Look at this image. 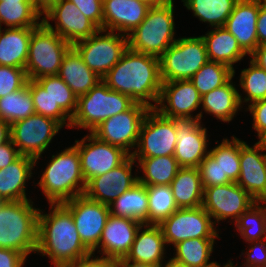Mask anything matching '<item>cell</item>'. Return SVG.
<instances>
[{"label":"cell","instance_id":"1","mask_svg":"<svg viewBox=\"0 0 266 267\" xmlns=\"http://www.w3.org/2000/svg\"><path fill=\"white\" fill-rule=\"evenodd\" d=\"M102 81L135 103L155 109L162 87L159 57L128 48Z\"/></svg>","mask_w":266,"mask_h":267},{"label":"cell","instance_id":"2","mask_svg":"<svg viewBox=\"0 0 266 267\" xmlns=\"http://www.w3.org/2000/svg\"><path fill=\"white\" fill-rule=\"evenodd\" d=\"M38 216L36 254L47 257L54 267L81 260L92 252L82 243L71 212L62 204H48Z\"/></svg>","mask_w":266,"mask_h":267},{"label":"cell","instance_id":"3","mask_svg":"<svg viewBox=\"0 0 266 267\" xmlns=\"http://www.w3.org/2000/svg\"><path fill=\"white\" fill-rule=\"evenodd\" d=\"M38 179L31 183L40 188L48 204H60L84 194L86 182L81 172L78 148L73 144L50 155ZM49 161V162H48ZM38 180L37 183H35ZM37 184V185H35Z\"/></svg>","mask_w":266,"mask_h":267},{"label":"cell","instance_id":"4","mask_svg":"<svg viewBox=\"0 0 266 267\" xmlns=\"http://www.w3.org/2000/svg\"><path fill=\"white\" fill-rule=\"evenodd\" d=\"M30 200L5 201L0 205V248L13 249L29 258L38 244L40 207Z\"/></svg>","mask_w":266,"mask_h":267},{"label":"cell","instance_id":"5","mask_svg":"<svg viewBox=\"0 0 266 267\" xmlns=\"http://www.w3.org/2000/svg\"><path fill=\"white\" fill-rule=\"evenodd\" d=\"M175 0L150 7L143 22L127 35L132 51L160 57L176 37Z\"/></svg>","mask_w":266,"mask_h":267},{"label":"cell","instance_id":"6","mask_svg":"<svg viewBox=\"0 0 266 267\" xmlns=\"http://www.w3.org/2000/svg\"><path fill=\"white\" fill-rule=\"evenodd\" d=\"M135 102L127 95L111 90L103 81L78 97L70 129L95 130L103 121L128 110Z\"/></svg>","mask_w":266,"mask_h":267},{"label":"cell","instance_id":"7","mask_svg":"<svg viewBox=\"0 0 266 267\" xmlns=\"http://www.w3.org/2000/svg\"><path fill=\"white\" fill-rule=\"evenodd\" d=\"M71 46L41 22L31 34L25 67L28 79L58 75L62 59Z\"/></svg>","mask_w":266,"mask_h":267},{"label":"cell","instance_id":"8","mask_svg":"<svg viewBox=\"0 0 266 267\" xmlns=\"http://www.w3.org/2000/svg\"><path fill=\"white\" fill-rule=\"evenodd\" d=\"M162 82L190 80L209 61L204 39L199 36H178L159 57Z\"/></svg>","mask_w":266,"mask_h":267},{"label":"cell","instance_id":"9","mask_svg":"<svg viewBox=\"0 0 266 267\" xmlns=\"http://www.w3.org/2000/svg\"><path fill=\"white\" fill-rule=\"evenodd\" d=\"M62 128L58 121L35 113L10 125L11 141L21 155L34 159L38 169L37 163Z\"/></svg>","mask_w":266,"mask_h":267},{"label":"cell","instance_id":"10","mask_svg":"<svg viewBox=\"0 0 266 267\" xmlns=\"http://www.w3.org/2000/svg\"><path fill=\"white\" fill-rule=\"evenodd\" d=\"M72 46L81 55L83 62L103 78L128 49V38L115 31L99 29L94 35Z\"/></svg>","mask_w":266,"mask_h":267},{"label":"cell","instance_id":"11","mask_svg":"<svg viewBox=\"0 0 266 267\" xmlns=\"http://www.w3.org/2000/svg\"><path fill=\"white\" fill-rule=\"evenodd\" d=\"M168 250L177 243L194 238H221L217 226L202 206L179 208L160 225Z\"/></svg>","mask_w":266,"mask_h":267},{"label":"cell","instance_id":"12","mask_svg":"<svg viewBox=\"0 0 266 267\" xmlns=\"http://www.w3.org/2000/svg\"><path fill=\"white\" fill-rule=\"evenodd\" d=\"M177 143L176 119L162 116L150 109L142 123L133 158L174 156Z\"/></svg>","mask_w":266,"mask_h":267},{"label":"cell","instance_id":"13","mask_svg":"<svg viewBox=\"0 0 266 267\" xmlns=\"http://www.w3.org/2000/svg\"><path fill=\"white\" fill-rule=\"evenodd\" d=\"M256 201L236 182L204 188L202 207L219 230L220 221L232 226Z\"/></svg>","mask_w":266,"mask_h":267},{"label":"cell","instance_id":"14","mask_svg":"<svg viewBox=\"0 0 266 267\" xmlns=\"http://www.w3.org/2000/svg\"><path fill=\"white\" fill-rule=\"evenodd\" d=\"M150 108L134 103L128 110L103 121L91 133L99 140L117 146L133 154L140 134V129Z\"/></svg>","mask_w":266,"mask_h":267},{"label":"cell","instance_id":"15","mask_svg":"<svg viewBox=\"0 0 266 267\" xmlns=\"http://www.w3.org/2000/svg\"><path fill=\"white\" fill-rule=\"evenodd\" d=\"M85 182L95 176L103 175L122 164L130 155L122 148L99 140L92 133L75 139Z\"/></svg>","mask_w":266,"mask_h":267},{"label":"cell","instance_id":"16","mask_svg":"<svg viewBox=\"0 0 266 267\" xmlns=\"http://www.w3.org/2000/svg\"><path fill=\"white\" fill-rule=\"evenodd\" d=\"M201 97L191 80L162 82L155 109L167 118L200 120Z\"/></svg>","mask_w":266,"mask_h":267},{"label":"cell","instance_id":"17","mask_svg":"<svg viewBox=\"0 0 266 267\" xmlns=\"http://www.w3.org/2000/svg\"><path fill=\"white\" fill-rule=\"evenodd\" d=\"M62 204L71 212L82 243L93 252L99 246L102 231L110 215L109 206L93 201L84 194Z\"/></svg>","mask_w":266,"mask_h":267},{"label":"cell","instance_id":"18","mask_svg":"<svg viewBox=\"0 0 266 267\" xmlns=\"http://www.w3.org/2000/svg\"><path fill=\"white\" fill-rule=\"evenodd\" d=\"M42 22L71 45L94 35L99 30L69 0H60L52 5L42 14ZM50 22H54L55 25Z\"/></svg>","mask_w":266,"mask_h":267},{"label":"cell","instance_id":"19","mask_svg":"<svg viewBox=\"0 0 266 267\" xmlns=\"http://www.w3.org/2000/svg\"><path fill=\"white\" fill-rule=\"evenodd\" d=\"M137 162L129 156L122 164L111 171L95 176L86 183L84 195L99 203L110 205L119 195L138 183ZM135 174V175H134Z\"/></svg>","mask_w":266,"mask_h":267},{"label":"cell","instance_id":"20","mask_svg":"<svg viewBox=\"0 0 266 267\" xmlns=\"http://www.w3.org/2000/svg\"><path fill=\"white\" fill-rule=\"evenodd\" d=\"M200 120H176L174 157L180 167L198 168L201 161L209 154L210 135L208 128Z\"/></svg>","mask_w":266,"mask_h":267},{"label":"cell","instance_id":"21","mask_svg":"<svg viewBox=\"0 0 266 267\" xmlns=\"http://www.w3.org/2000/svg\"><path fill=\"white\" fill-rule=\"evenodd\" d=\"M265 151L266 144L262 141L257 140L250 146L241 140L240 175L236 182L256 202L262 203H266Z\"/></svg>","mask_w":266,"mask_h":267},{"label":"cell","instance_id":"22","mask_svg":"<svg viewBox=\"0 0 266 267\" xmlns=\"http://www.w3.org/2000/svg\"><path fill=\"white\" fill-rule=\"evenodd\" d=\"M141 222L126 217L109 215L102 231L99 246L92 252L98 256L117 260L130 252ZM97 251V252H96Z\"/></svg>","mask_w":266,"mask_h":267},{"label":"cell","instance_id":"23","mask_svg":"<svg viewBox=\"0 0 266 267\" xmlns=\"http://www.w3.org/2000/svg\"><path fill=\"white\" fill-rule=\"evenodd\" d=\"M149 8L138 0H103V30L127 36L143 22Z\"/></svg>","mask_w":266,"mask_h":267},{"label":"cell","instance_id":"24","mask_svg":"<svg viewBox=\"0 0 266 267\" xmlns=\"http://www.w3.org/2000/svg\"><path fill=\"white\" fill-rule=\"evenodd\" d=\"M258 13L259 0H238L224 25L248 55L259 46L256 29Z\"/></svg>","mask_w":266,"mask_h":267},{"label":"cell","instance_id":"25","mask_svg":"<svg viewBox=\"0 0 266 267\" xmlns=\"http://www.w3.org/2000/svg\"><path fill=\"white\" fill-rule=\"evenodd\" d=\"M233 75L223 86L217 87L210 92L202 95L200 107V121L203 114L215 117L216 120L223 123L232 122L236 118L239 111L243 112L238 93V87L234 82ZM235 117V118H234Z\"/></svg>","mask_w":266,"mask_h":267},{"label":"cell","instance_id":"26","mask_svg":"<svg viewBox=\"0 0 266 267\" xmlns=\"http://www.w3.org/2000/svg\"><path fill=\"white\" fill-rule=\"evenodd\" d=\"M34 168V159L21 155L12 164L0 169V199L3 202L30 200L32 196L29 198L26 191L28 182L37 173Z\"/></svg>","mask_w":266,"mask_h":267},{"label":"cell","instance_id":"27","mask_svg":"<svg viewBox=\"0 0 266 267\" xmlns=\"http://www.w3.org/2000/svg\"><path fill=\"white\" fill-rule=\"evenodd\" d=\"M167 249L161 227L142 224L136 232L134 242L126 258L160 267L168 258Z\"/></svg>","mask_w":266,"mask_h":267},{"label":"cell","instance_id":"28","mask_svg":"<svg viewBox=\"0 0 266 267\" xmlns=\"http://www.w3.org/2000/svg\"><path fill=\"white\" fill-rule=\"evenodd\" d=\"M201 37L204 39L209 61L228 66L233 70L234 76L237 68L236 63H241L246 56L249 57L237 39L225 27L210 28Z\"/></svg>","mask_w":266,"mask_h":267},{"label":"cell","instance_id":"29","mask_svg":"<svg viewBox=\"0 0 266 267\" xmlns=\"http://www.w3.org/2000/svg\"><path fill=\"white\" fill-rule=\"evenodd\" d=\"M58 76L71 88L77 97L85 95L102 78L84 62L78 51L71 46L65 53Z\"/></svg>","mask_w":266,"mask_h":267},{"label":"cell","instance_id":"30","mask_svg":"<svg viewBox=\"0 0 266 267\" xmlns=\"http://www.w3.org/2000/svg\"><path fill=\"white\" fill-rule=\"evenodd\" d=\"M34 28H0V66L25 69Z\"/></svg>","mask_w":266,"mask_h":267},{"label":"cell","instance_id":"31","mask_svg":"<svg viewBox=\"0 0 266 267\" xmlns=\"http://www.w3.org/2000/svg\"><path fill=\"white\" fill-rule=\"evenodd\" d=\"M170 187L178 208L202 206L204 188L198 168L180 167Z\"/></svg>","mask_w":266,"mask_h":267},{"label":"cell","instance_id":"32","mask_svg":"<svg viewBox=\"0 0 266 267\" xmlns=\"http://www.w3.org/2000/svg\"><path fill=\"white\" fill-rule=\"evenodd\" d=\"M216 239L220 238H194L181 241L171 248L174 251L171 257L186 267H217L220 263L212 258L217 245Z\"/></svg>","mask_w":266,"mask_h":267},{"label":"cell","instance_id":"33","mask_svg":"<svg viewBox=\"0 0 266 267\" xmlns=\"http://www.w3.org/2000/svg\"><path fill=\"white\" fill-rule=\"evenodd\" d=\"M133 159L138 166V182L146 186L170 185L180 168L172 155Z\"/></svg>","mask_w":266,"mask_h":267},{"label":"cell","instance_id":"34","mask_svg":"<svg viewBox=\"0 0 266 267\" xmlns=\"http://www.w3.org/2000/svg\"><path fill=\"white\" fill-rule=\"evenodd\" d=\"M110 214L117 217L133 218L148 225V195L146 185L137 183L119 195L110 205Z\"/></svg>","mask_w":266,"mask_h":267},{"label":"cell","instance_id":"35","mask_svg":"<svg viewBox=\"0 0 266 267\" xmlns=\"http://www.w3.org/2000/svg\"><path fill=\"white\" fill-rule=\"evenodd\" d=\"M215 144L209 149V154L220 164L221 185L237 182L240 175L241 138L235 135L230 139L224 137L221 143L216 140Z\"/></svg>","mask_w":266,"mask_h":267},{"label":"cell","instance_id":"36","mask_svg":"<svg viewBox=\"0 0 266 267\" xmlns=\"http://www.w3.org/2000/svg\"><path fill=\"white\" fill-rule=\"evenodd\" d=\"M238 0H181L183 6L193 12L207 27H224Z\"/></svg>","mask_w":266,"mask_h":267},{"label":"cell","instance_id":"37","mask_svg":"<svg viewBox=\"0 0 266 267\" xmlns=\"http://www.w3.org/2000/svg\"><path fill=\"white\" fill-rule=\"evenodd\" d=\"M41 22L42 14L33 2H0V28H35Z\"/></svg>","mask_w":266,"mask_h":267},{"label":"cell","instance_id":"38","mask_svg":"<svg viewBox=\"0 0 266 267\" xmlns=\"http://www.w3.org/2000/svg\"><path fill=\"white\" fill-rule=\"evenodd\" d=\"M248 62V68L239 70L240 76H238L239 84L237 87H240L238 93L242 107L266 98V70L257 66L250 59Z\"/></svg>","mask_w":266,"mask_h":267},{"label":"cell","instance_id":"39","mask_svg":"<svg viewBox=\"0 0 266 267\" xmlns=\"http://www.w3.org/2000/svg\"><path fill=\"white\" fill-rule=\"evenodd\" d=\"M233 225L244 243L266 239V203H254Z\"/></svg>","mask_w":266,"mask_h":267},{"label":"cell","instance_id":"40","mask_svg":"<svg viewBox=\"0 0 266 267\" xmlns=\"http://www.w3.org/2000/svg\"><path fill=\"white\" fill-rule=\"evenodd\" d=\"M35 114L33 99L27 84L18 91L0 98V119L10 125Z\"/></svg>","mask_w":266,"mask_h":267},{"label":"cell","instance_id":"41","mask_svg":"<svg viewBox=\"0 0 266 267\" xmlns=\"http://www.w3.org/2000/svg\"><path fill=\"white\" fill-rule=\"evenodd\" d=\"M148 195V225H160L178 210L170 185L146 186Z\"/></svg>","mask_w":266,"mask_h":267},{"label":"cell","instance_id":"42","mask_svg":"<svg viewBox=\"0 0 266 267\" xmlns=\"http://www.w3.org/2000/svg\"><path fill=\"white\" fill-rule=\"evenodd\" d=\"M233 76L228 66L208 61L190 79L200 95H204L217 87L223 86Z\"/></svg>","mask_w":266,"mask_h":267},{"label":"cell","instance_id":"43","mask_svg":"<svg viewBox=\"0 0 266 267\" xmlns=\"http://www.w3.org/2000/svg\"><path fill=\"white\" fill-rule=\"evenodd\" d=\"M36 81L49 93L55 106H60L71 118L76 112L78 97L58 76H43Z\"/></svg>","mask_w":266,"mask_h":267},{"label":"cell","instance_id":"44","mask_svg":"<svg viewBox=\"0 0 266 267\" xmlns=\"http://www.w3.org/2000/svg\"><path fill=\"white\" fill-rule=\"evenodd\" d=\"M29 89L36 114L52 118L70 129L71 117L60 106H55L49 93L36 80L29 79Z\"/></svg>","mask_w":266,"mask_h":267},{"label":"cell","instance_id":"45","mask_svg":"<svg viewBox=\"0 0 266 267\" xmlns=\"http://www.w3.org/2000/svg\"><path fill=\"white\" fill-rule=\"evenodd\" d=\"M28 82L25 69L0 66V98L23 88Z\"/></svg>","mask_w":266,"mask_h":267},{"label":"cell","instance_id":"46","mask_svg":"<svg viewBox=\"0 0 266 267\" xmlns=\"http://www.w3.org/2000/svg\"><path fill=\"white\" fill-rule=\"evenodd\" d=\"M246 244L248 249L241 250L239 259L243 255L244 260L239 267H266V239Z\"/></svg>","mask_w":266,"mask_h":267},{"label":"cell","instance_id":"47","mask_svg":"<svg viewBox=\"0 0 266 267\" xmlns=\"http://www.w3.org/2000/svg\"><path fill=\"white\" fill-rule=\"evenodd\" d=\"M252 117V129L254 130L257 140L261 141L266 136V98L255 101L244 108Z\"/></svg>","mask_w":266,"mask_h":267},{"label":"cell","instance_id":"48","mask_svg":"<svg viewBox=\"0 0 266 267\" xmlns=\"http://www.w3.org/2000/svg\"><path fill=\"white\" fill-rule=\"evenodd\" d=\"M198 169L203 188L221 185L220 164L210 154L201 161Z\"/></svg>","mask_w":266,"mask_h":267},{"label":"cell","instance_id":"49","mask_svg":"<svg viewBox=\"0 0 266 267\" xmlns=\"http://www.w3.org/2000/svg\"><path fill=\"white\" fill-rule=\"evenodd\" d=\"M99 29H103V0H69Z\"/></svg>","mask_w":266,"mask_h":267},{"label":"cell","instance_id":"50","mask_svg":"<svg viewBox=\"0 0 266 267\" xmlns=\"http://www.w3.org/2000/svg\"><path fill=\"white\" fill-rule=\"evenodd\" d=\"M64 267H117V264L114 259L90 254L89 256L67 264Z\"/></svg>","mask_w":266,"mask_h":267},{"label":"cell","instance_id":"51","mask_svg":"<svg viewBox=\"0 0 266 267\" xmlns=\"http://www.w3.org/2000/svg\"><path fill=\"white\" fill-rule=\"evenodd\" d=\"M27 258L13 249L0 248V267H24Z\"/></svg>","mask_w":266,"mask_h":267},{"label":"cell","instance_id":"52","mask_svg":"<svg viewBox=\"0 0 266 267\" xmlns=\"http://www.w3.org/2000/svg\"><path fill=\"white\" fill-rule=\"evenodd\" d=\"M21 154L18 149L14 146L11 139L0 145V169L7 167L16 161Z\"/></svg>","mask_w":266,"mask_h":267},{"label":"cell","instance_id":"53","mask_svg":"<svg viewBox=\"0 0 266 267\" xmlns=\"http://www.w3.org/2000/svg\"><path fill=\"white\" fill-rule=\"evenodd\" d=\"M257 37L258 45H266V5L259 0V13L257 17Z\"/></svg>","mask_w":266,"mask_h":267},{"label":"cell","instance_id":"54","mask_svg":"<svg viewBox=\"0 0 266 267\" xmlns=\"http://www.w3.org/2000/svg\"><path fill=\"white\" fill-rule=\"evenodd\" d=\"M249 58L257 66L266 70V45H259L250 55Z\"/></svg>","mask_w":266,"mask_h":267},{"label":"cell","instance_id":"55","mask_svg":"<svg viewBox=\"0 0 266 267\" xmlns=\"http://www.w3.org/2000/svg\"><path fill=\"white\" fill-rule=\"evenodd\" d=\"M11 139L10 124L0 119V145Z\"/></svg>","mask_w":266,"mask_h":267},{"label":"cell","instance_id":"56","mask_svg":"<svg viewBox=\"0 0 266 267\" xmlns=\"http://www.w3.org/2000/svg\"><path fill=\"white\" fill-rule=\"evenodd\" d=\"M117 267H157L151 264L135 262L127 259L126 257L116 260Z\"/></svg>","mask_w":266,"mask_h":267},{"label":"cell","instance_id":"57","mask_svg":"<svg viewBox=\"0 0 266 267\" xmlns=\"http://www.w3.org/2000/svg\"><path fill=\"white\" fill-rule=\"evenodd\" d=\"M60 0H33L35 8L41 13H45L52 5L58 3Z\"/></svg>","mask_w":266,"mask_h":267},{"label":"cell","instance_id":"58","mask_svg":"<svg viewBox=\"0 0 266 267\" xmlns=\"http://www.w3.org/2000/svg\"><path fill=\"white\" fill-rule=\"evenodd\" d=\"M160 267H186L183 263L176 261L175 259L168 257Z\"/></svg>","mask_w":266,"mask_h":267},{"label":"cell","instance_id":"59","mask_svg":"<svg viewBox=\"0 0 266 267\" xmlns=\"http://www.w3.org/2000/svg\"><path fill=\"white\" fill-rule=\"evenodd\" d=\"M146 3L149 7H158L169 3L172 0H138Z\"/></svg>","mask_w":266,"mask_h":267},{"label":"cell","instance_id":"60","mask_svg":"<svg viewBox=\"0 0 266 267\" xmlns=\"http://www.w3.org/2000/svg\"><path fill=\"white\" fill-rule=\"evenodd\" d=\"M217 267H236V265H234L233 260L230 258L226 263H223L222 265L220 263Z\"/></svg>","mask_w":266,"mask_h":267},{"label":"cell","instance_id":"61","mask_svg":"<svg viewBox=\"0 0 266 267\" xmlns=\"http://www.w3.org/2000/svg\"><path fill=\"white\" fill-rule=\"evenodd\" d=\"M2 1L33 2V0H0V2Z\"/></svg>","mask_w":266,"mask_h":267},{"label":"cell","instance_id":"62","mask_svg":"<svg viewBox=\"0 0 266 267\" xmlns=\"http://www.w3.org/2000/svg\"><path fill=\"white\" fill-rule=\"evenodd\" d=\"M264 166H265V171H266V151H265Z\"/></svg>","mask_w":266,"mask_h":267},{"label":"cell","instance_id":"63","mask_svg":"<svg viewBox=\"0 0 266 267\" xmlns=\"http://www.w3.org/2000/svg\"><path fill=\"white\" fill-rule=\"evenodd\" d=\"M261 141L266 144V136Z\"/></svg>","mask_w":266,"mask_h":267},{"label":"cell","instance_id":"64","mask_svg":"<svg viewBox=\"0 0 266 267\" xmlns=\"http://www.w3.org/2000/svg\"><path fill=\"white\" fill-rule=\"evenodd\" d=\"M261 3L266 5V0H261Z\"/></svg>","mask_w":266,"mask_h":267}]
</instances>
